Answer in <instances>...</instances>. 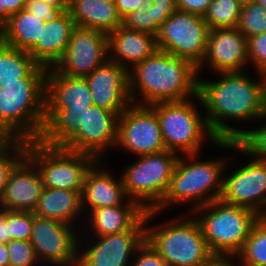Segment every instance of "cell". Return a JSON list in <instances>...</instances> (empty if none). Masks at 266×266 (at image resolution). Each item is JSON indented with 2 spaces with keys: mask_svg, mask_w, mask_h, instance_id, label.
Returning a JSON list of instances; mask_svg holds the SVG:
<instances>
[{
  "mask_svg": "<svg viewBox=\"0 0 266 266\" xmlns=\"http://www.w3.org/2000/svg\"><path fill=\"white\" fill-rule=\"evenodd\" d=\"M258 74L260 83L244 72L218 73V81L199 78L195 99L206 110L207 124L218 140L236 141L243 134V129L230 126L227 119H266V74Z\"/></svg>",
  "mask_w": 266,
  "mask_h": 266,
  "instance_id": "6da1fadb",
  "label": "cell"
},
{
  "mask_svg": "<svg viewBox=\"0 0 266 266\" xmlns=\"http://www.w3.org/2000/svg\"><path fill=\"white\" fill-rule=\"evenodd\" d=\"M198 75V67L191 61L158 49L129 71L131 103L150 106L197 97ZM137 92L142 96L138 103Z\"/></svg>",
  "mask_w": 266,
  "mask_h": 266,
  "instance_id": "7a4b0ae2",
  "label": "cell"
},
{
  "mask_svg": "<svg viewBox=\"0 0 266 266\" xmlns=\"http://www.w3.org/2000/svg\"><path fill=\"white\" fill-rule=\"evenodd\" d=\"M37 65L22 83L0 89V138L39 140L45 126L46 73Z\"/></svg>",
  "mask_w": 266,
  "mask_h": 266,
  "instance_id": "3957f363",
  "label": "cell"
},
{
  "mask_svg": "<svg viewBox=\"0 0 266 266\" xmlns=\"http://www.w3.org/2000/svg\"><path fill=\"white\" fill-rule=\"evenodd\" d=\"M198 155L188 154L184 155V159L183 156L178 158L169 188L155 211L159 213L170 204L191 201L197 202L192 206L191 211H194L200 206L220 199L223 189L222 173L226 170V161L217 159L199 162L195 160Z\"/></svg>",
  "mask_w": 266,
  "mask_h": 266,
  "instance_id": "277c9868",
  "label": "cell"
},
{
  "mask_svg": "<svg viewBox=\"0 0 266 266\" xmlns=\"http://www.w3.org/2000/svg\"><path fill=\"white\" fill-rule=\"evenodd\" d=\"M157 211L145 212V240L160 254L168 266H201L214 255L210 251L195 218H178L158 226H147ZM153 217V218H152Z\"/></svg>",
  "mask_w": 266,
  "mask_h": 266,
  "instance_id": "5b68a950",
  "label": "cell"
},
{
  "mask_svg": "<svg viewBox=\"0 0 266 266\" xmlns=\"http://www.w3.org/2000/svg\"><path fill=\"white\" fill-rule=\"evenodd\" d=\"M205 211V213H204ZM194 214L207 245L214 256L234 257L242 250L254 223L260 216L247 208L230 205L220 199L195 209Z\"/></svg>",
  "mask_w": 266,
  "mask_h": 266,
  "instance_id": "8992f818",
  "label": "cell"
},
{
  "mask_svg": "<svg viewBox=\"0 0 266 266\" xmlns=\"http://www.w3.org/2000/svg\"><path fill=\"white\" fill-rule=\"evenodd\" d=\"M190 99L159 102L150 107L156 112L165 148L183 155L198 154L205 138L219 141ZM194 104V105H193ZM207 136V137H206Z\"/></svg>",
  "mask_w": 266,
  "mask_h": 266,
  "instance_id": "52a82bcc",
  "label": "cell"
},
{
  "mask_svg": "<svg viewBox=\"0 0 266 266\" xmlns=\"http://www.w3.org/2000/svg\"><path fill=\"white\" fill-rule=\"evenodd\" d=\"M139 160L125 168L121 175L128 199L136 201L145 211L154 210L163 200L179 155L165 150L137 156Z\"/></svg>",
  "mask_w": 266,
  "mask_h": 266,
  "instance_id": "ba28073f",
  "label": "cell"
},
{
  "mask_svg": "<svg viewBox=\"0 0 266 266\" xmlns=\"http://www.w3.org/2000/svg\"><path fill=\"white\" fill-rule=\"evenodd\" d=\"M26 157L36 166L46 188L82 191L86 173L98 161L86 153L28 141Z\"/></svg>",
  "mask_w": 266,
  "mask_h": 266,
  "instance_id": "9c48e42d",
  "label": "cell"
},
{
  "mask_svg": "<svg viewBox=\"0 0 266 266\" xmlns=\"http://www.w3.org/2000/svg\"><path fill=\"white\" fill-rule=\"evenodd\" d=\"M209 31L203 16L177 10L159 27L157 48L198 67L206 55Z\"/></svg>",
  "mask_w": 266,
  "mask_h": 266,
  "instance_id": "30bf717a",
  "label": "cell"
},
{
  "mask_svg": "<svg viewBox=\"0 0 266 266\" xmlns=\"http://www.w3.org/2000/svg\"><path fill=\"white\" fill-rule=\"evenodd\" d=\"M115 146L135 156L165 151L156 112L150 106L131 103L118 116Z\"/></svg>",
  "mask_w": 266,
  "mask_h": 266,
  "instance_id": "8fae6325",
  "label": "cell"
},
{
  "mask_svg": "<svg viewBox=\"0 0 266 266\" xmlns=\"http://www.w3.org/2000/svg\"><path fill=\"white\" fill-rule=\"evenodd\" d=\"M109 59L106 33L75 26L62 57L51 67L65 76L85 77Z\"/></svg>",
  "mask_w": 266,
  "mask_h": 266,
  "instance_id": "7c38bea8",
  "label": "cell"
},
{
  "mask_svg": "<svg viewBox=\"0 0 266 266\" xmlns=\"http://www.w3.org/2000/svg\"><path fill=\"white\" fill-rule=\"evenodd\" d=\"M71 227L73 225L40 218L33 213L30 243L38 261H49L53 266H77L81 242L77 241V234Z\"/></svg>",
  "mask_w": 266,
  "mask_h": 266,
  "instance_id": "4fadbf2b",
  "label": "cell"
},
{
  "mask_svg": "<svg viewBox=\"0 0 266 266\" xmlns=\"http://www.w3.org/2000/svg\"><path fill=\"white\" fill-rule=\"evenodd\" d=\"M247 163L223 178L220 200L250 209L261 217L266 211V162L252 159Z\"/></svg>",
  "mask_w": 266,
  "mask_h": 266,
  "instance_id": "5bb4252c",
  "label": "cell"
},
{
  "mask_svg": "<svg viewBox=\"0 0 266 266\" xmlns=\"http://www.w3.org/2000/svg\"><path fill=\"white\" fill-rule=\"evenodd\" d=\"M145 223L144 215L129 231L97 236V242L78 252L77 266H130V256L145 241Z\"/></svg>",
  "mask_w": 266,
  "mask_h": 266,
  "instance_id": "9a60e30c",
  "label": "cell"
},
{
  "mask_svg": "<svg viewBox=\"0 0 266 266\" xmlns=\"http://www.w3.org/2000/svg\"><path fill=\"white\" fill-rule=\"evenodd\" d=\"M117 123L116 113L92 105L85 111L84 126H81L62 148L90 154L101 161L105 149L116 145Z\"/></svg>",
  "mask_w": 266,
  "mask_h": 266,
  "instance_id": "2e32d148",
  "label": "cell"
},
{
  "mask_svg": "<svg viewBox=\"0 0 266 266\" xmlns=\"http://www.w3.org/2000/svg\"><path fill=\"white\" fill-rule=\"evenodd\" d=\"M85 79L89 84L93 105L119 116L131 104L129 72L116 62L108 59Z\"/></svg>",
  "mask_w": 266,
  "mask_h": 266,
  "instance_id": "e0dca14e",
  "label": "cell"
},
{
  "mask_svg": "<svg viewBox=\"0 0 266 266\" xmlns=\"http://www.w3.org/2000/svg\"><path fill=\"white\" fill-rule=\"evenodd\" d=\"M248 63L247 38L237 27L218 28L209 31L206 55L198 66V73L205 65L217 72L215 74L243 72Z\"/></svg>",
  "mask_w": 266,
  "mask_h": 266,
  "instance_id": "ac0fdd59",
  "label": "cell"
},
{
  "mask_svg": "<svg viewBox=\"0 0 266 266\" xmlns=\"http://www.w3.org/2000/svg\"><path fill=\"white\" fill-rule=\"evenodd\" d=\"M43 189L38 169L25 156L10 172L0 208L7 211L33 212Z\"/></svg>",
  "mask_w": 266,
  "mask_h": 266,
  "instance_id": "d6986e66",
  "label": "cell"
},
{
  "mask_svg": "<svg viewBox=\"0 0 266 266\" xmlns=\"http://www.w3.org/2000/svg\"><path fill=\"white\" fill-rule=\"evenodd\" d=\"M99 162V160L96 161L86 173L81 191L82 208L88 206L91 211L102 207L139 205L136 201L127 198L122 178L115 180V176L109 174V171L100 170ZM123 201H127L126 204Z\"/></svg>",
  "mask_w": 266,
  "mask_h": 266,
  "instance_id": "ffe728a7",
  "label": "cell"
},
{
  "mask_svg": "<svg viewBox=\"0 0 266 266\" xmlns=\"http://www.w3.org/2000/svg\"><path fill=\"white\" fill-rule=\"evenodd\" d=\"M107 37L109 60L123 66L128 72L158 50L156 36L127 29L122 25Z\"/></svg>",
  "mask_w": 266,
  "mask_h": 266,
  "instance_id": "44dd1931",
  "label": "cell"
},
{
  "mask_svg": "<svg viewBox=\"0 0 266 266\" xmlns=\"http://www.w3.org/2000/svg\"><path fill=\"white\" fill-rule=\"evenodd\" d=\"M74 27V21L68 11L59 13L45 21L41 40H38L28 53L39 65L53 67L66 50Z\"/></svg>",
  "mask_w": 266,
  "mask_h": 266,
  "instance_id": "7402d4cb",
  "label": "cell"
},
{
  "mask_svg": "<svg viewBox=\"0 0 266 266\" xmlns=\"http://www.w3.org/2000/svg\"><path fill=\"white\" fill-rule=\"evenodd\" d=\"M92 105L93 99L85 77L65 76L48 68L45 108L90 107Z\"/></svg>",
  "mask_w": 266,
  "mask_h": 266,
  "instance_id": "603a6c76",
  "label": "cell"
},
{
  "mask_svg": "<svg viewBox=\"0 0 266 266\" xmlns=\"http://www.w3.org/2000/svg\"><path fill=\"white\" fill-rule=\"evenodd\" d=\"M68 12L75 26L99 30L107 35L122 25L115 3L70 0Z\"/></svg>",
  "mask_w": 266,
  "mask_h": 266,
  "instance_id": "cb8c5ba5",
  "label": "cell"
},
{
  "mask_svg": "<svg viewBox=\"0 0 266 266\" xmlns=\"http://www.w3.org/2000/svg\"><path fill=\"white\" fill-rule=\"evenodd\" d=\"M89 107L45 108V126L41 138L43 144L62 147L81 126Z\"/></svg>",
  "mask_w": 266,
  "mask_h": 266,
  "instance_id": "d4e9b609",
  "label": "cell"
},
{
  "mask_svg": "<svg viewBox=\"0 0 266 266\" xmlns=\"http://www.w3.org/2000/svg\"><path fill=\"white\" fill-rule=\"evenodd\" d=\"M82 211L80 191L44 187L33 213L40 218L74 225L75 219L80 217Z\"/></svg>",
  "mask_w": 266,
  "mask_h": 266,
  "instance_id": "484cf974",
  "label": "cell"
},
{
  "mask_svg": "<svg viewBox=\"0 0 266 266\" xmlns=\"http://www.w3.org/2000/svg\"><path fill=\"white\" fill-rule=\"evenodd\" d=\"M140 205H118L90 211V228L95 236L129 231L144 215Z\"/></svg>",
  "mask_w": 266,
  "mask_h": 266,
  "instance_id": "4316f807",
  "label": "cell"
},
{
  "mask_svg": "<svg viewBox=\"0 0 266 266\" xmlns=\"http://www.w3.org/2000/svg\"><path fill=\"white\" fill-rule=\"evenodd\" d=\"M45 21L25 9L12 15L0 29V40L13 48L29 52L41 40Z\"/></svg>",
  "mask_w": 266,
  "mask_h": 266,
  "instance_id": "83f0119b",
  "label": "cell"
},
{
  "mask_svg": "<svg viewBox=\"0 0 266 266\" xmlns=\"http://www.w3.org/2000/svg\"><path fill=\"white\" fill-rule=\"evenodd\" d=\"M38 63L26 51L10 47L0 40V89L6 84L22 83Z\"/></svg>",
  "mask_w": 266,
  "mask_h": 266,
  "instance_id": "f1b7e54d",
  "label": "cell"
},
{
  "mask_svg": "<svg viewBox=\"0 0 266 266\" xmlns=\"http://www.w3.org/2000/svg\"><path fill=\"white\" fill-rule=\"evenodd\" d=\"M236 257L240 258L239 266H266V221L261 217L254 223Z\"/></svg>",
  "mask_w": 266,
  "mask_h": 266,
  "instance_id": "f546056e",
  "label": "cell"
},
{
  "mask_svg": "<svg viewBox=\"0 0 266 266\" xmlns=\"http://www.w3.org/2000/svg\"><path fill=\"white\" fill-rule=\"evenodd\" d=\"M242 4L241 0H213L203 15L209 30L237 27Z\"/></svg>",
  "mask_w": 266,
  "mask_h": 266,
  "instance_id": "4dcf8cb0",
  "label": "cell"
},
{
  "mask_svg": "<svg viewBox=\"0 0 266 266\" xmlns=\"http://www.w3.org/2000/svg\"><path fill=\"white\" fill-rule=\"evenodd\" d=\"M27 143L19 138H0V201L10 172L26 156Z\"/></svg>",
  "mask_w": 266,
  "mask_h": 266,
  "instance_id": "1f68e13d",
  "label": "cell"
},
{
  "mask_svg": "<svg viewBox=\"0 0 266 266\" xmlns=\"http://www.w3.org/2000/svg\"><path fill=\"white\" fill-rule=\"evenodd\" d=\"M237 29L245 38L266 33V9L256 1L243 3Z\"/></svg>",
  "mask_w": 266,
  "mask_h": 266,
  "instance_id": "d6a6232c",
  "label": "cell"
},
{
  "mask_svg": "<svg viewBox=\"0 0 266 266\" xmlns=\"http://www.w3.org/2000/svg\"><path fill=\"white\" fill-rule=\"evenodd\" d=\"M122 26L127 29L147 32L157 35L159 28L155 25L151 15V3L148 1L138 10L130 12L122 19Z\"/></svg>",
  "mask_w": 266,
  "mask_h": 266,
  "instance_id": "836d02e7",
  "label": "cell"
},
{
  "mask_svg": "<svg viewBox=\"0 0 266 266\" xmlns=\"http://www.w3.org/2000/svg\"><path fill=\"white\" fill-rule=\"evenodd\" d=\"M9 266H34L38 261L30 241L11 240L7 244Z\"/></svg>",
  "mask_w": 266,
  "mask_h": 266,
  "instance_id": "e575fe53",
  "label": "cell"
},
{
  "mask_svg": "<svg viewBox=\"0 0 266 266\" xmlns=\"http://www.w3.org/2000/svg\"><path fill=\"white\" fill-rule=\"evenodd\" d=\"M247 48L249 63L256 72L266 74V33L247 38Z\"/></svg>",
  "mask_w": 266,
  "mask_h": 266,
  "instance_id": "d590c367",
  "label": "cell"
},
{
  "mask_svg": "<svg viewBox=\"0 0 266 266\" xmlns=\"http://www.w3.org/2000/svg\"><path fill=\"white\" fill-rule=\"evenodd\" d=\"M33 212L10 211V234L12 240L30 241L32 235Z\"/></svg>",
  "mask_w": 266,
  "mask_h": 266,
  "instance_id": "8d00e7d4",
  "label": "cell"
},
{
  "mask_svg": "<svg viewBox=\"0 0 266 266\" xmlns=\"http://www.w3.org/2000/svg\"><path fill=\"white\" fill-rule=\"evenodd\" d=\"M134 253L136 259L130 263V266H168L167 262L146 240Z\"/></svg>",
  "mask_w": 266,
  "mask_h": 266,
  "instance_id": "74e56055",
  "label": "cell"
},
{
  "mask_svg": "<svg viewBox=\"0 0 266 266\" xmlns=\"http://www.w3.org/2000/svg\"><path fill=\"white\" fill-rule=\"evenodd\" d=\"M151 3L153 22L159 28L177 10L176 0H148Z\"/></svg>",
  "mask_w": 266,
  "mask_h": 266,
  "instance_id": "f35d334b",
  "label": "cell"
},
{
  "mask_svg": "<svg viewBox=\"0 0 266 266\" xmlns=\"http://www.w3.org/2000/svg\"><path fill=\"white\" fill-rule=\"evenodd\" d=\"M25 10L44 21H48L61 13L56 7L44 0H26Z\"/></svg>",
  "mask_w": 266,
  "mask_h": 266,
  "instance_id": "ab89813d",
  "label": "cell"
},
{
  "mask_svg": "<svg viewBox=\"0 0 266 266\" xmlns=\"http://www.w3.org/2000/svg\"><path fill=\"white\" fill-rule=\"evenodd\" d=\"M213 0H176L178 10L203 16Z\"/></svg>",
  "mask_w": 266,
  "mask_h": 266,
  "instance_id": "60d3db41",
  "label": "cell"
},
{
  "mask_svg": "<svg viewBox=\"0 0 266 266\" xmlns=\"http://www.w3.org/2000/svg\"><path fill=\"white\" fill-rule=\"evenodd\" d=\"M148 0H115L118 14L123 19L130 12L139 10L142 5H145Z\"/></svg>",
  "mask_w": 266,
  "mask_h": 266,
  "instance_id": "b9f144b4",
  "label": "cell"
},
{
  "mask_svg": "<svg viewBox=\"0 0 266 266\" xmlns=\"http://www.w3.org/2000/svg\"><path fill=\"white\" fill-rule=\"evenodd\" d=\"M11 240L10 211L0 208V243L7 244Z\"/></svg>",
  "mask_w": 266,
  "mask_h": 266,
  "instance_id": "7bdbcfd3",
  "label": "cell"
},
{
  "mask_svg": "<svg viewBox=\"0 0 266 266\" xmlns=\"http://www.w3.org/2000/svg\"><path fill=\"white\" fill-rule=\"evenodd\" d=\"M26 0H5L6 6V23L10 17L19 11L25 9Z\"/></svg>",
  "mask_w": 266,
  "mask_h": 266,
  "instance_id": "ee69618b",
  "label": "cell"
},
{
  "mask_svg": "<svg viewBox=\"0 0 266 266\" xmlns=\"http://www.w3.org/2000/svg\"><path fill=\"white\" fill-rule=\"evenodd\" d=\"M234 257L228 256H213L208 262L204 263L201 266H238L232 263ZM230 260V261H229Z\"/></svg>",
  "mask_w": 266,
  "mask_h": 266,
  "instance_id": "f6af8a7d",
  "label": "cell"
},
{
  "mask_svg": "<svg viewBox=\"0 0 266 266\" xmlns=\"http://www.w3.org/2000/svg\"><path fill=\"white\" fill-rule=\"evenodd\" d=\"M44 1L56 7L60 12H66L69 10L70 0H44Z\"/></svg>",
  "mask_w": 266,
  "mask_h": 266,
  "instance_id": "bcb514c9",
  "label": "cell"
},
{
  "mask_svg": "<svg viewBox=\"0 0 266 266\" xmlns=\"http://www.w3.org/2000/svg\"><path fill=\"white\" fill-rule=\"evenodd\" d=\"M0 266H9V253L5 243H0Z\"/></svg>",
  "mask_w": 266,
  "mask_h": 266,
  "instance_id": "7dc6e473",
  "label": "cell"
},
{
  "mask_svg": "<svg viewBox=\"0 0 266 266\" xmlns=\"http://www.w3.org/2000/svg\"><path fill=\"white\" fill-rule=\"evenodd\" d=\"M6 24L5 0H0V29Z\"/></svg>",
  "mask_w": 266,
  "mask_h": 266,
  "instance_id": "c3c4849f",
  "label": "cell"
},
{
  "mask_svg": "<svg viewBox=\"0 0 266 266\" xmlns=\"http://www.w3.org/2000/svg\"><path fill=\"white\" fill-rule=\"evenodd\" d=\"M256 2L262 5L266 9V0H256Z\"/></svg>",
  "mask_w": 266,
  "mask_h": 266,
  "instance_id": "681fc988",
  "label": "cell"
},
{
  "mask_svg": "<svg viewBox=\"0 0 266 266\" xmlns=\"http://www.w3.org/2000/svg\"><path fill=\"white\" fill-rule=\"evenodd\" d=\"M99 1L106 2V3H115V0H99Z\"/></svg>",
  "mask_w": 266,
  "mask_h": 266,
  "instance_id": "f907efd6",
  "label": "cell"
},
{
  "mask_svg": "<svg viewBox=\"0 0 266 266\" xmlns=\"http://www.w3.org/2000/svg\"><path fill=\"white\" fill-rule=\"evenodd\" d=\"M253 1H256V0H241L242 3L253 2Z\"/></svg>",
  "mask_w": 266,
  "mask_h": 266,
  "instance_id": "816d5d0a",
  "label": "cell"
},
{
  "mask_svg": "<svg viewBox=\"0 0 266 266\" xmlns=\"http://www.w3.org/2000/svg\"><path fill=\"white\" fill-rule=\"evenodd\" d=\"M261 218L266 221V211L262 214Z\"/></svg>",
  "mask_w": 266,
  "mask_h": 266,
  "instance_id": "f5cc1de1",
  "label": "cell"
}]
</instances>
